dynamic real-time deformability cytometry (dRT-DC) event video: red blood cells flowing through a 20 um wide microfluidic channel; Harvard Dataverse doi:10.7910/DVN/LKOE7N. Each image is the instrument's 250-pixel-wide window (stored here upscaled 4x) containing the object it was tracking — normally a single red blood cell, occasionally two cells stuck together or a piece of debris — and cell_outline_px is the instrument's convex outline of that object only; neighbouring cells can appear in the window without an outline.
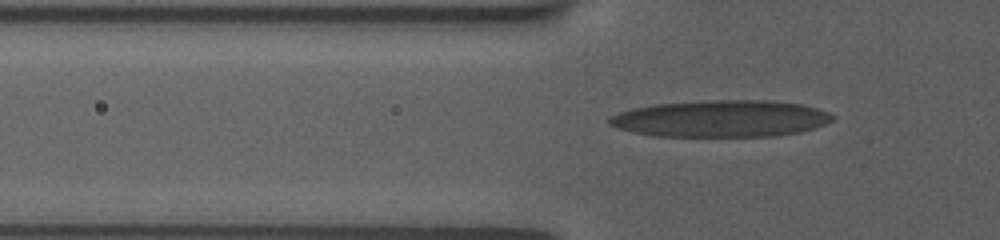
{"species": "human", "species_latin": "Homo sapiens", "temperature_condition": "room temperature", "stored_images_in_passage": 36, "camera_frame_rate_fps": 3000, "um_per_image_px": 0.085, "donor": {"sex": "female"}, "frame": {"image": 1, "passage_image": 2, "time_ms": 0.333, "image_size_px": [1000, 240], "cell_outline_px": [[832, 120], [824, 124], [800, 132], [776, 136], [652, 136], [632, 132], [616, 128], [608, 124], [608, 116], [632, 108], [652, 104], [712, 100], [768, 100], [800, 104], [816, 108], [828, 112], [832, 116]], "centroid_in_image_um": [61.21, 10.08], "position_along_channel_um": 64.6, "area_um2": 47.92}}
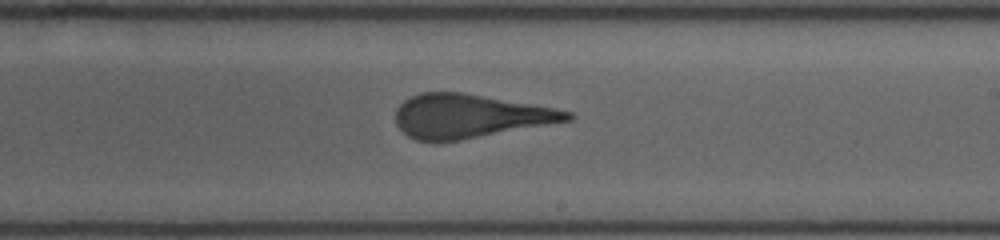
{"frame": {"image": 2, "passage_image": 17, "time_ms": 5.333, "image_size_px": [1000, 240], "cell_outline_px": [[576, 116], [572, 120], [460, 140], [416, 140], [408, 136], [396, 124], [396, 108], [404, 100], [420, 92], [460, 92], [552, 108], [572, 112]], "centroid_in_image_um": [39.9, 9.86], "position_along_channel_um": 249.1, "area_um2": 43.0}}
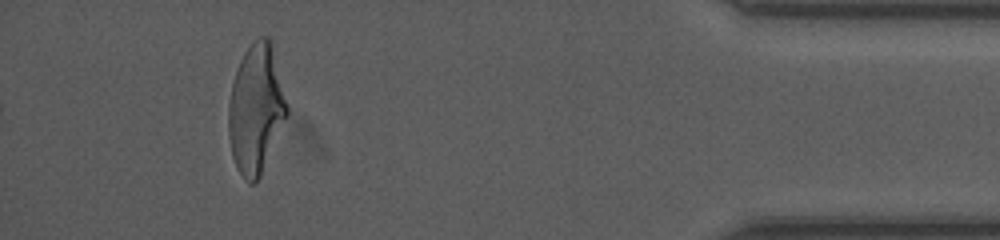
{"frame": {"image": 3, "passage_image": 34, "time_ms": 11.0, "image_size_px": [1000, 240], "cell_outline_px": [[288, 116], [260, 176], [256, 184], [252, 184], [244, 180], [232, 156], [228, 136], [228, 104], [232, 84], [240, 60], [244, 52], [260, 36], [268, 36], [272, 40], [288, 104]], "centroid_in_image_um": [21.78, 9.25], "position_along_channel_um": 413.4, "area_um2": 44.27}}